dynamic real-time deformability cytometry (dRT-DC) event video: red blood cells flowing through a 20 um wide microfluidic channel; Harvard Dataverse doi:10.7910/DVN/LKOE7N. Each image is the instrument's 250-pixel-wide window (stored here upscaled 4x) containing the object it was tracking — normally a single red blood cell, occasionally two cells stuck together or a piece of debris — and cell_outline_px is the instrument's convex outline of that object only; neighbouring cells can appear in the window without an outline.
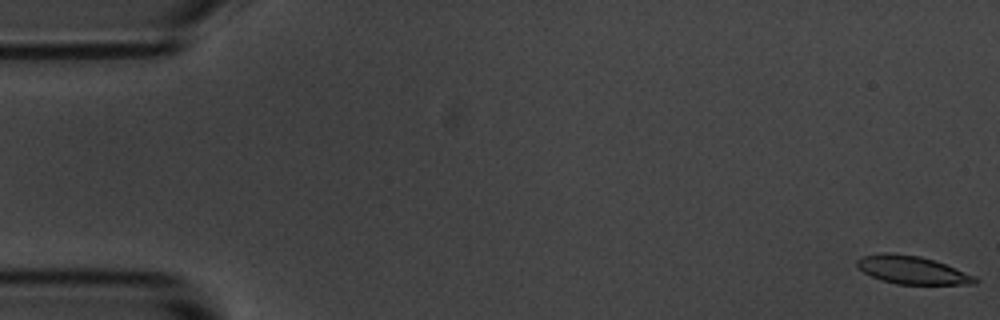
{"species": "common noctule bat (a hibernating species)", "species_latin": "Nyctalus noctula", "temperature_condition": "room temperature", "stored_images_in_passage": 5, "camera_frame_rate_fps": 3000, "um_per_image_px": 0.085, "animal": {"sex": "male", "body_mass_g": 20.1, "forearm_length_mm": 53.5}, "frame": {"image": 1, "passage_image": 1, "time_ms": 0.0, "image_size_px": [1000, 320], "cell_outline_px": [[980, 280], [976, 284], [896, 284], [880, 280], [864, 272], [856, 264], [856, 260], [860, 256], [884, 252], [892, 252], [920, 256], [956, 268], [976, 276]], "centroid_in_image_um": [77.53, 22.94], "position_along_channel_um": 7.5, "area_um2": 19.36}}